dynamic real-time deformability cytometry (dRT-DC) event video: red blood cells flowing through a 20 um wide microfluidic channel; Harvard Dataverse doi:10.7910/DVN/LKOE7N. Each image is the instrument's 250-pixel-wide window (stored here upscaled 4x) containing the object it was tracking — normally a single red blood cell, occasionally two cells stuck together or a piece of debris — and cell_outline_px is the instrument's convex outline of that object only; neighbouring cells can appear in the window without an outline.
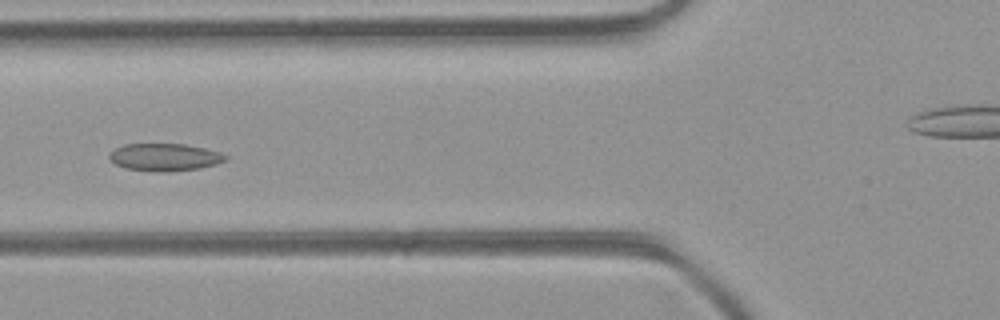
{"species": "common noctule bat (a hibernating species)", "species_latin": "Nyctalus noctula", "temperature_condition": "room temperature", "stored_images_in_passage": 48, "camera_frame_rate_fps": 3000, "um_per_image_px": 0.085, "animal": {"sex": "female", "body_mass_g": 21.9}, "frame": {"image": 1, "passage_image": 18, "time_ms": 5.667, "image_size_px": [1000, 320], "cell_outline_px": [[228, 160], [216, 164], [200, 168], [168, 172], [156, 172], [124, 168], [116, 164], [108, 156], [108, 152], [124, 144], [184, 144], [204, 148], [220, 152], [228, 156]], "centroid_in_image_um": [14.0, 13.36], "position_along_channel_um": 111.8, "area_um2": 18.73}}
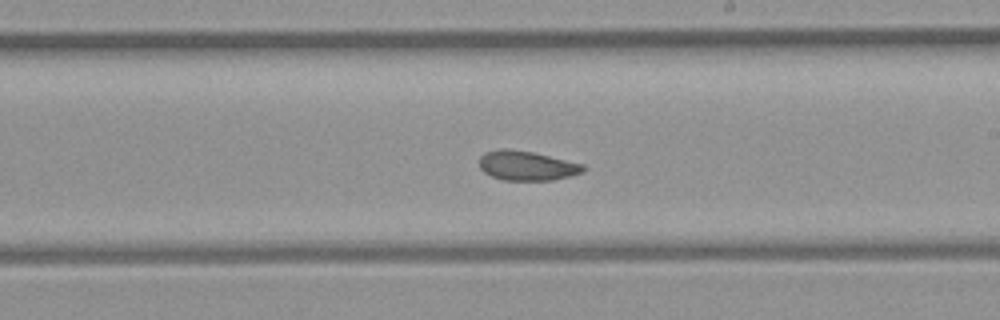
{"frame": {"image": 2, "passage_image": 27, "time_ms": 8.667, "image_size_px": [1000, 320], "cell_outline_px": [[584, 172], [572, 176], [552, 180], [504, 180], [492, 176], [484, 172], [480, 168], [480, 156], [484, 152], [500, 148], [508, 148], [532, 152], [584, 164]], "centroid_in_image_um": [44.78, 14.08], "position_along_channel_um": 244.2, "area_um2": 17.92}}
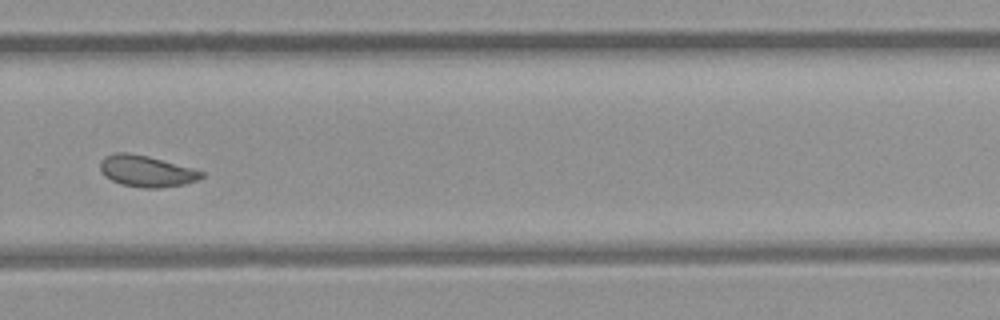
{"frame": {"image": 3, "passage_image": 32, "time_ms": 10.333, "image_size_px": [1000, 320], "cell_outline_px": [[204, 176], [196, 180], [184, 184], [156, 188], [140, 188], [120, 184], [104, 176], [100, 172], [100, 160], [104, 156], [116, 152], [128, 152], [148, 156], [192, 168], [204, 172]], "centroid_in_image_um": [12.39, 14.54], "position_along_channel_um": 317.4, "area_um2": 18.55}, "authors_computed_cell_mechanics": {"area_um2": 19.1607, "velocity_mm_per_s": 4.405, "shape_relaxation_time_tau1_ms": null, "shape_relaxation_time_tau2_ms": 3.3322, "deformation_change_tau1": null, "deformation_change_tau2": 0.0608}}